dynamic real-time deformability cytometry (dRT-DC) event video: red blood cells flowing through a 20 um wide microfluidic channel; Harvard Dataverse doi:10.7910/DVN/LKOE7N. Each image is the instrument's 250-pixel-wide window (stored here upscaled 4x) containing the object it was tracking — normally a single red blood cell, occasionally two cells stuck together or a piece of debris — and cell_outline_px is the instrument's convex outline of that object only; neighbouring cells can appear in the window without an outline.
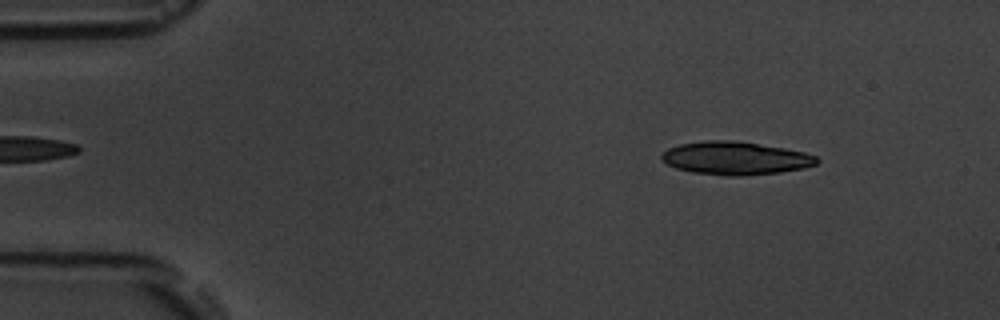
{"species": "common noctule bat (a hibernating species)", "species_latin": "Nyctalus noctula", "temperature_condition": "room temperature", "stored_images_in_passage": 3, "camera_frame_rate_fps": 3000, "um_per_image_px": 0.085, "animal": {"sex": "male", "body_mass_g": 19.5, "forearm_length_mm": 54.6}, "frame": {"image": 1, "passage_image": 1, "time_ms": 0.0, "image_size_px": [1000, 320], "cell_outline_px": [[820, 160], [816, 164], [804, 168], [780, 172], [740, 176], [724, 176], [692, 172], [676, 168], [660, 160], [660, 156], [668, 148], [680, 144], [704, 140], [732, 140], [784, 148], [804, 152], [816, 156]], "centroid_in_image_um": [62.49, 13.45], "position_along_channel_um": 22.5, "area_um2": 29.94}}